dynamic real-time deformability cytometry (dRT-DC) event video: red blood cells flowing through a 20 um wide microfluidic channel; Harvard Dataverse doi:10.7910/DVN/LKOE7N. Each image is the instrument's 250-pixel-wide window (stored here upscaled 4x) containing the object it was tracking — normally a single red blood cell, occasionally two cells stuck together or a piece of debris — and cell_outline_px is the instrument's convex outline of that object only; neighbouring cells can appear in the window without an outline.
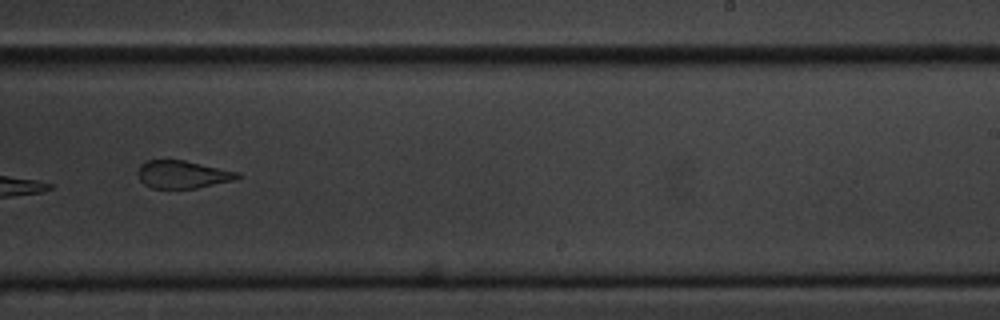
{"species": "common noctule bat (a hibernating species)", "species_latin": "Nyctalus noctula", "temperature_condition": "cold", "stored_images_in_passage": 16, "camera_frame_rate_fps": 3000, "um_per_image_px": 0.085, "animal": {"sex": "male", "body_mass_g": 20.1, "forearm_length_mm": 53.5}, "frame": {"image": 1, "passage_image": 10, "time_ms": 3.0, "image_size_px": [1000, 320], "cell_outline_px": [[244, 176], [232, 180], [196, 188], [152, 188], [144, 184], [140, 180], [136, 172], [140, 164], [148, 160], [184, 160], [240, 172]], "centroid_in_image_um": [15.51, 14.82], "position_along_channel_um": 273.5, "area_um2": 16.13}}
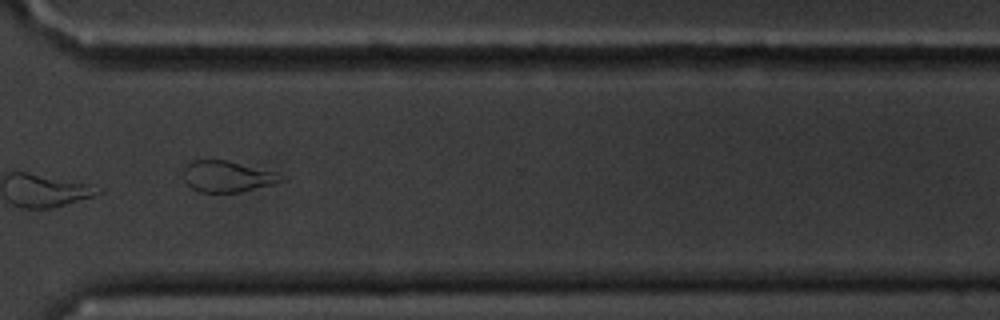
{"frame": {"image": 2, "passage_image": 12, "time_ms": 3.667, "image_size_px": [1000, 320], "cell_outline_px": [[288, 180], [240, 192], [200, 192], [192, 188], [184, 180], [184, 168], [192, 160], [224, 160], [288, 176]], "centroid_in_image_um": [19.33, 15.01], "position_along_channel_um": 351.3, "area_um2": 17.46}}